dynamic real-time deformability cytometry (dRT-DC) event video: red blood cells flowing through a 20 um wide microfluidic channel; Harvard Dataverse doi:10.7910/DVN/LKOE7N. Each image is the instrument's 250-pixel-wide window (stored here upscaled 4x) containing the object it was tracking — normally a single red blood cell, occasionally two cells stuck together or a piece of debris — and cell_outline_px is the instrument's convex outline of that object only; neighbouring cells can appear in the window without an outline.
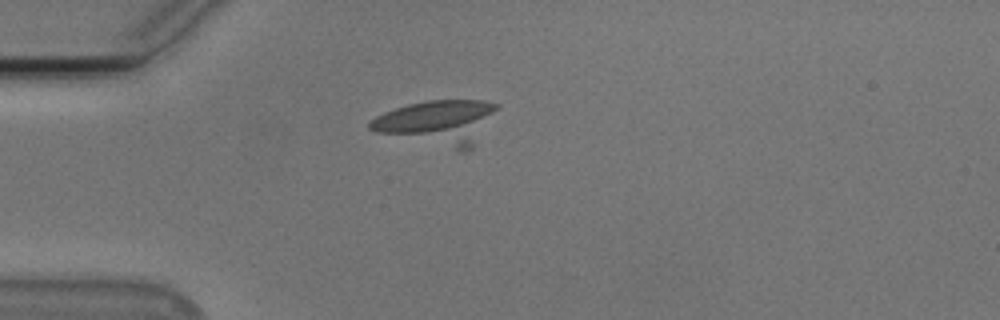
{"species": "Egyptian fruit bat (a non-hibernating species)", "species_latin": "Rousettus aegyptiacus", "temperature_condition": "cold", "stored_images_in_passage": 51, "camera_frame_rate_fps": 3000, "um_per_image_px": 0.085, "animal": {"sex": "male"}, "frame": {"image": 1, "passage_image": 10, "time_ms": 3.0, "image_size_px": [1000, 320], "cell_outline_px": [[500, 104], [472, 148], [456, 148], [376, 132], [368, 128], [368, 124], [376, 116], [384, 112], [408, 104], [428, 100], [484, 100]], "centroid_in_image_um": [37.21, 10.34], "position_along_channel_um": 47.8, "area_um2": 31.79}}